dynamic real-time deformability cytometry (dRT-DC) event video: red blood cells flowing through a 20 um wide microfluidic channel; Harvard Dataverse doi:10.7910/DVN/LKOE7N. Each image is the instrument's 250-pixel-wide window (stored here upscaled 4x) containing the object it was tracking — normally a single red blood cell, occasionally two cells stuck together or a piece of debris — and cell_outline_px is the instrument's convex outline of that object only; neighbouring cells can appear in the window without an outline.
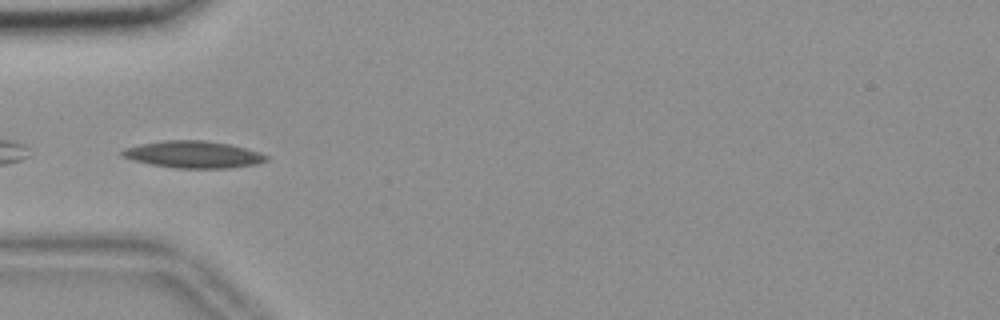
{"species": "common noctule bat (a hibernating species)", "species_latin": "Nyctalus noctula", "temperature_condition": "room temperature", "stored_images_in_passage": 37, "camera_frame_rate_fps": 3000, "um_per_image_px": 0.085, "animal": {"sex": "female", "body_mass_g": 18.4}, "frame": {"image": 1, "passage_image": 1, "time_ms": 0.0, "image_size_px": [1000, 320], "cell_outline_px": [[268, 160], [256, 164], [228, 168], [176, 168], [152, 164], [132, 160], [120, 156], [120, 152], [124, 148], [140, 144], [164, 140], [204, 140], [228, 144], [260, 152], [268, 156]], "centroid_in_image_um": [16.4, 13.13], "position_along_channel_um": 68.6, "area_um2": 22.6}, "authors_computed_cell_mechanics": {"area_um2": 20.9814, "velocity_mm_per_s": 3.6291, "shape_relaxation_time_tau1_ms": null, "shape_relaxation_time_tau2_ms": 4.8553, "deformation_change_tau1": null, "deformation_change_tau2": 0.0993}}